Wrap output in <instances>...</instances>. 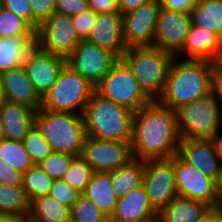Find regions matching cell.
Listing matches in <instances>:
<instances>
[{
	"label": "cell",
	"mask_w": 222,
	"mask_h": 222,
	"mask_svg": "<svg viewBox=\"0 0 222 222\" xmlns=\"http://www.w3.org/2000/svg\"><path fill=\"white\" fill-rule=\"evenodd\" d=\"M181 143L177 109L151 100L133 113L131 146L134 159H168Z\"/></svg>",
	"instance_id": "6da1fadb"
},
{
	"label": "cell",
	"mask_w": 222,
	"mask_h": 222,
	"mask_svg": "<svg viewBox=\"0 0 222 222\" xmlns=\"http://www.w3.org/2000/svg\"><path fill=\"white\" fill-rule=\"evenodd\" d=\"M216 89L215 62L206 60L171 61L162 95L158 101L179 109Z\"/></svg>",
	"instance_id": "7a4b0ae2"
},
{
	"label": "cell",
	"mask_w": 222,
	"mask_h": 222,
	"mask_svg": "<svg viewBox=\"0 0 222 222\" xmlns=\"http://www.w3.org/2000/svg\"><path fill=\"white\" fill-rule=\"evenodd\" d=\"M133 113L94 91L82 114L86 136L131 142Z\"/></svg>",
	"instance_id": "3957f363"
},
{
	"label": "cell",
	"mask_w": 222,
	"mask_h": 222,
	"mask_svg": "<svg viewBox=\"0 0 222 222\" xmlns=\"http://www.w3.org/2000/svg\"><path fill=\"white\" fill-rule=\"evenodd\" d=\"M173 58L171 53L154 46L127 47L121 56L150 100L162 95Z\"/></svg>",
	"instance_id": "277c9868"
},
{
	"label": "cell",
	"mask_w": 222,
	"mask_h": 222,
	"mask_svg": "<svg viewBox=\"0 0 222 222\" xmlns=\"http://www.w3.org/2000/svg\"><path fill=\"white\" fill-rule=\"evenodd\" d=\"M35 125L52 151L81 155L86 137L82 115L40 108L35 112Z\"/></svg>",
	"instance_id": "5b68a950"
},
{
	"label": "cell",
	"mask_w": 222,
	"mask_h": 222,
	"mask_svg": "<svg viewBox=\"0 0 222 222\" xmlns=\"http://www.w3.org/2000/svg\"><path fill=\"white\" fill-rule=\"evenodd\" d=\"M218 87L209 95L177 109L181 139H212L221 130Z\"/></svg>",
	"instance_id": "8992f818"
},
{
	"label": "cell",
	"mask_w": 222,
	"mask_h": 222,
	"mask_svg": "<svg viewBox=\"0 0 222 222\" xmlns=\"http://www.w3.org/2000/svg\"><path fill=\"white\" fill-rule=\"evenodd\" d=\"M94 91L95 86L65 65L56 82L42 96L41 108L82 115Z\"/></svg>",
	"instance_id": "52a82bcc"
},
{
	"label": "cell",
	"mask_w": 222,
	"mask_h": 222,
	"mask_svg": "<svg viewBox=\"0 0 222 222\" xmlns=\"http://www.w3.org/2000/svg\"><path fill=\"white\" fill-rule=\"evenodd\" d=\"M95 91L133 112L145 107L151 101L141 90L137 79L121 58L113 63L109 72L95 86Z\"/></svg>",
	"instance_id": "ba28073f"
},
{
	"label": "cell",
	"mask_w": 222,
	"mask_h": 222,
	"mask_svg": "<svg viewBox=\"0 0 222 222\" xmlns=\"http://www.w3.org/2000/svg\"><path fill=\"white\" fill-rule=\"evenodd\" d=\"M81 39L72 16L55 12L36 30V44L45 52L67 58Z\"/></svg>",
	"instance_id": "9c48e42d"
},
{
	"label": "cell",
	"mask_w": 222,
	"mask_h": 222,
	"mask_svg": "<svg viewBox=\"0 0 222 222\" xmlns=\"http://www.w3.org/2000/svg\"><path fill=\"white\" fill-rule=\"evenodd\" d=\"M143 185L146 188L151 206L159 213L178 196L174 156L168 159L146 160Z\"/></svg>",
	"instance_id": "30bf717a"
},
{
	"label": "cell",
	"mask_w": 222,
	"mask_h": 222,
	"mask_svg": "<svg viewBox=\"0 0 222 222\" xmlns=\"http://www.w3.org/2000/svg\"><path fill=\"white\" fill-rule=\"evenodd\" d=\"M80 156L94 172H110L134 159L131 142L102 140L90 136L85 137Z\"/></svg>",
	"instance_id": "8fae6325"
},
{
	"label": "cell",
	"mask_w": 222,
	"mask_h": 222,
	"mask_svg": "<svg viewBox=\"0 0 222 222\" xmlns=\"http://www.w3.org/2000/svg\"><path fill=\"white\" fill-rule=\"evenodd\" d=\"M117 58L88 40H81L66 58V65L96 86Z\"/></svg>",
	"instance_id": "7c38bea8"
},
{
	"label": "cell",
	"mask_w": 222,
	"mask_h": 222,
	"mask_svg": "<svg viewBox=\"0 0 222 222\" xmlns=\"http://www.w3.org/2000/svg\"><path fill=\"white\" fill-rule=\"evenodd\" d=\"M174 167L178 196L204 202L210 208L220 204L217 183L214 180L203 176L197 168L178 155H174Z\"/></svg>",
	"instance_id": "4fadbf2b"
},
{
	"label": "cell",
	"mask_w": 222,
	"mask_h": 222,
	"mask_svg": "<svg viewBox=\"0 0 222 222\" xmlns=\"http://www.w3.org/2000/svg\"><path fill=\"white\" fill-rule=\"evenodd\" d=\"M161 0H150L135 10L122 14L126 47L153 46Z\"/></svg>",
	"instance_id": "5bb4252c"
},
{
	"label": "cell",
	"mask_w": 222,
	"mask_h": 222,
	"mask_svg": "<svg viewBox=\"0 0 222 222\" xmlns=\"http://www.w3.org/2000/svg\"><path fill=\"white\" fill-rule=\"evenodd\" d=\"M191 25L190 13L173 11L161 6L153 46L175 56L183 48Z\"/></svg>",
	"instance_id": "9a60e30c"
},
{
	"label": "cell",
	"mask_w": 222,
	"mask_h": 222,
	"mask_svg": "<svg viewBox=\"0 0 222 222\" xmlns=\"http://www.w3.org/2000/svg\"><path fill=\"white\" fill-rule=\"evenodd\" d=\"M66 58L52 55L35 44L25 56L23 67L35 91L42 98L58 79Z\"/></svg>",
	"instance_id": "2e32d148"
},
{
	"label": "cell",
	"mask_w": 222,
	"mask_h": 222,
	"mask_svg": "<svg viewBox=\"0 0 222 222\" xmlns=\"http://www.w3.org/2000/svg\"><path fill=\"white\" fill-rule=\"evenodd\" d=\"M177 155L197 168L203 176L218 183L221 164L211 139H181Z\"/></svg>",
	"instance_id": "e0dca14e"
},
{
	"label": "cell",
	"mask_w": 222,
	"mask_h": 222,
	"mask_svg": "<svg viewBox=\"0 0 222 222\" xmlns=\"http://www.w3.org/2000/svg\"><path fill=\"white\" fill-rule=\"evenodd\" d=\"M87 40L120 59L127 48L123 37L122 14L120 12L97 14V21Z\"/></svg>",
	"instance_id": "ac0fdd59"
},
{
	"label": "cell",
	"mask_w": 222,
	"mask_h": 222,
	"mask_svg": "<svg viewBox=\"0 0 222 222\" xmlns=\"http://www.w3.org/2000/svg\"><path fill=\"white\" fill-rule=\"evenodd\" d=\"M158 213L151 206L142 184L121 198L109 222H157Z\"/></svg>",
	"instance_id": "d6986e66"
},
{
	"label": "cell",
	"mask_w": 222,
	"mask_h": 222,
	"mask_svg": "<svg viewBox=\"0 0 222 222\" xmlns=\"http://www.w3.org/2000/svg\"><path fill=\"white\" fill-rule=\"evenodd\" d=\"M0 74L8 101L25 104L35 111L41 108V97L35 91L23 65Z\"/></svg>",
	"instance_id": "ffe728a7"
},
{
	"label": "cell",
	"mask_w": 222,
	"mask_h": 222,
	"mask_svg": "<svg viewBox=\"0 0 222 222\" xmlns=\"http://www.w3.org/2000/svg\"><path fill=\"white\" fill-rule=\"evenodd\" d=\"M35 112L25 104L7 100L0 107V119L5 139L23 141L35 124Z\"/></svg>",
	"instance_id": "44dd1931"
},
{
	"label": "cell",
	"mask_w": 222,
	"mask_h": 222,
	"mask_svg": "<svg viewBox=\"0 0 222 222\" xmlns=\"http://www.w3.org/2000/svg\"><path fill=\"white\" fill-rule=\"evenodd\" d=\"M222 50V38L216 33L202 27L191 25L183 48L179 53L187 55L186 59L215 62Z\"/></svg>",
	"instance_id": "7402d4cb"
},
{
	"label": "cell",
	"mask_w": 222,
	"mask_h": 222,
	"mask_svg": "<svg viewBox=\"0 0 222 222\" xmlns=\"http://www.w3.org/2000/svg\"><path fill=\"white\" fill-rule=\"evenodd\" d=\"M209 208L204 202L177 196L158 213L157 222H201Z\"/></svg>",
	"instance_id": "603a6c76"
},
{
	"label": "cell",
	"mask_w": 222,
	"mask_h": 222,
	"mask_svg": "<svg viewBox=\"0 0 222 222\" xmlns=\"http://www.w3.org/2000/svg\"><path fill=\"white\" fill-rule=\"evenodd\" d=\"M83 194L92 200L108 218L112 216L118 202V197L112 188L110 172H93Z\"/></svg>",
	"instance_id": "cb8c5ba5"
},
{
	"label": "cell",
	"mask_w": 222,
	"mask_h": 222,
	"mask_svg": "<svg viewBox=\"0 0 222 222\" xmlns=\"http://www.w3.org/2000/svg\"><path fill=\"white\" fill-rule=\"evenodd\" d=\"M71 208L49 195L40 196L30 202L25 222H70Z\"/></svg>",
	"instance_id": "d4e9b609"
},
{
	"label": "cell",
	"mask_w": 222,
	"mask_h": 222,
	"mask_svg": "<svg viewBox=\"0 0 222 222\" xmlns=\"http://www.w3.org/2000/svg\"><path fill=\"white\" fill-rule=\"evenodd\" d=\"M35 44L36 37L0 38V73L22 66Z\"/></svg>",
	"instance_id": "484cf974"
},
{
	"label": "cell",
	"mask_w": 222,
	"mask_h": 222,
	"mask_svg": "<svg viewBox=\"0 0 222 222\" xmlns=\"http://www.w3.org/2000/svg\"><path fill=\"white\" fill-rule=\"evenodd\" d=\"M145 161L132 159L127 165L110 171L112 188L118 198L143 184Z\"/></svg>",
	"instance_id": "4316f807"
},
{
	"label": "cell",
	"mask_w": 222,
	"mask_h": 222,
	"mask_svg": "<svg viewBox=\"0 0 222 222\" xmlns=\"http://www.w3.org/2000/svg\"><path fill=\"white\" fill-rule=\"evenodd\" d=\"M190 15L192 25L214 32L222 38V0H198Z\"/></svg>",
	"instance_id": "83f0119b"
},
{
	"label": "cell",
	"mask_w": 222,
	"mask_h": 222,
	"mask_svg": "<svg viewBox=\"0 0 222 222\" xmlns=\"http://www.w3.org/2000/svg\"><path fill=\"white\" fill-rule=\"evenodd\" d=\"M30 202L22 186H9L0 183V213L18 217L26 221Z\"/></svg>",
	"instance_id": "f1b7e54d"
},
{
	"label": "cell",
	"mask_w": 222,
	"mask_h": 222,
	"mask_svg": "<svg viewBox=\"0 0 222 222\" xmlns=\"http://www.w3.org/2000/svg\"><path fill=\"white\" fill-rule=\"evenodd\" d=\"M53 181L38 165H33L23 173L22 188L29 202L37 197L48 195Z\"/></svg>",
	"instance_id": "f546056e"
},
{
	"label": "cell",
	"mask_w": 222,
	"mask_h": 222,
	"mask_svg": "<svg viewBox=\"0 0 222 222\" xmlns=\"http://www.w3.org/2000/svg\"><path fill=\"white\" fill-rule=\"evenodd\" d=\"M0 159L21 173H25L34 165L23 141L3 139L0 142Z\"/></svg>",
	"instance_id": "4dcf8cb0"
},
{
	"label": "cell",
	"mask_w": 222,
	"mask_h": 222,
	"mask_svg": "<svg viewBox=\"0 0 222 222\" xmlns=\"http://www.w3.org/2000/svg\"><path fill=\"white\" fill-rule=\"evenodd\" d=\"M36 37V30L22 17L0 6V38Z\"/></svg>",
	"instance_id": "1f68e13d"
},
{
	"label": "cell",
	"mask_w": 222,
	"mask_h": 222,
	"mask_svg": "<svg viewBox=\"0 0 222 222\" xmlns=\"http://www.w3.org/2000/svg\"><path fill=\"white\" fill-rule=\"evenodd\" d=\"M93 172L91 166L80 155L75 156L64 173L62 180L83 193L90 182Z\"/></svg>",
	"instance_id": "d6a6232c"
},
{
	"label": "cell",
	"mask_w": 222,
	"mask_h": 222,
	"mask_svg": "<svg viewBox=\"0 0 222 222\" xmlns=\"http://www.w3.org/2000/svg\"><path fill=\"white\" fill-rule=\"evenodd\" d=\"M71 221L109 222V218L82 193L71 208Z\"/></svg>",
	"instance_id": "836d02e7"
},
{
	"label": "cell",
	"mask_w": 222,
	"mask_h": 222,
	"mask_svg": "<svg viewBox=\"0 0 222 222\" xmlns=\"http://www.w3.org/2000/svg\"><path fill=\"white\" fill-rule=\"evenodd\" d=\"M23 144L34 165L41 163L52 152L49 143L35 124L26 134Z\"/></svg>",
	"instance_id": "e575fe53"
},
{
	"label": "cell",
	"mask_w": 222,
	"mask_h": 222,
	"mask_svg": "<svg viewBox=\"0 0 222 222\" xmlns=\"http://www.w3.org/2000/svg\"><path fill=\"white\" fill-rule=\"evenodd\" d=\"M74 157L68 153L52 151L38 166L53 180L62 179Z\"/></svg>",
	"instance_id": "d590c367"
},
{
	"label": "cell",
	"mask_w": 222,
	"mask_h": 222,
	"mask_svg": "<svg viewBox=\"0 0 222 222\" xmlns=\"http://www.w3.org/2000/svg\"><path fill=\"white\" fill-rule=\"evenodd\" d=\"M81 194L80 191L68 185L64 180L57 179L53 181L48 195L56 198L60 203L72 208Z\"/></svg>",
	"instance_id": "8d00e7d4"
},
{
	"label": "cell",
	"mask_w": 222,
	"mask_h": 222,
	"mask_svg": "<svg viewBox=\"0 0 222 222\" xmlns=\"http://www.w3.org/2000/svg\"><path fill=\"white\" fill-rule=\"evenodd\" d=\"M32 27L37 30L51 15L55 13L56 0H31Z\"/></svg>",
	"instance_id": "74e56055"
},
{
	"label": "cell",
	"mask_w": 222,
	"mask_h": 222,
	"mask_svg": "<svg viewBox=\"0 0 222 222\" xmlns=\"http://www.w3.org/2000/svg\"><path fill=\"white\" fill-rule=\"evenodd\" d=\"M72 19L79 38L81 40H87L97 21V14L89 9L79 15L72 16Z\"/></svg>",
	"instance_id": "f35d334b"
},
{
	"label": "cell",
	"mask_w": 222,
	"mask_h": 222,
	"mask_svg": "<svg viewBox=\"0 0 222 222\" xmlns=\"http://www.w3.org/2000/svg\"><path fill=\"white\" fill-rule=\"evenodd\" d=\"M31 0H0V6L22 17L32 26Z\"/></svg>",
	"instance_id": "ab89813d"
},
{
	"label": "cell",
	"mask_w": 222,
	"mask_h": 222,
	"mask_svg": "<svg viewBox=\"0 0 222 222\" xmlns=\"http://www.w3.org/2000/svg\"><path fill=\"white\" fill-rule=\"evenodd\" d=\"M89 9V0H56L55 3V12L68 16L79 15Z\"/></svg>",
	"instance_id": "60d3db41"
},
{
	"label": "cell",
	"mask_w": 222,
	"mask_h": 222,
	"mask_svg": "<svg viewBox=\"0 0 222 222\" xmlns=\"http://www.w3.org/2000/svg\"><path fill=\"white\" fill-rule=\"evenodd\" d=\"M23 173L0 159V183L9 186H22Z\"/></svg>",
	"instance_id": "b9f144b4"
},
{
	"label": "cell",
	"mask_w": 222,
	"mask_h": 222,
	"mask_svg": "<svg viewBox=\"0 0 222 222\" xmlns=\"http://www.w3.org/2000/svg\"><path fill=\"white\" fill-rule=\"evenodd\" d=\"M89 8L96 14L119 12L118 0H89Z\"/></svg>",
	"instance_id": "7bdbcfd3"
},
{
	"label": "cell",
	"mask_w": 222,
	"mask_h": 222,
	"mask_svg": "<svg viewBox=\"0 0 222 222\" xmlns=\"http://www.w3.org/2000/svg\"><path fill=\"white\" fill-rule=\"evenodd\" d=\"M161 2L162 6L166 9L190 13L198 0H161Z\"/></svg>",
	"instance_id": "ee69618b"
},
{
	"label": "cell",
	"mask_w": 222,
	"mask_h": 222,
	"mask_svg": "<svg viewBox=\"0 0 222 222\" xmlns=\"http://www.w3.org/2000/svg\"><path fill=\"white\" fill-rule=\"evenodd\" d=\"M149 1L150 0H118L119 12L121 14H126Z\"/></svg>",
	"instance_id": "f6af8a7d"
},
{
	"label": "cell",
	"mask_w": 222,
	"mask_h": 222,
	"mask_svg": "<svg viewBox=\"0 0 222 222\" xmlns=\"http://www.w3.org/2000/svg\"><path fill=\"white\" fill-rule=\"evenodd\" d=\"M201 222H222L221 204L217 207L209 208L203 215Z\"/></svg>",
	"instance_id": "bcb514c9"
},
{
	"label": "cell",
	"mask_w": 222,
	"mask_h": 222,
	"mask_svg": "<svg viewBox=\"0 0 222 222\" xmlns=\"http://www.w3.org/2000/svg\"><path fill=\"white\" fill-rule=\"evenodd\" d=\"M211 140L214 145L215 154L219 159L220 164H222V134L218 133Z\"/></svg>",
	"instance_id": "7dc6e473"
},
{
	"label": "cell",
	"mask_w": 222,
	"mask_h": 222,
	"mask_svg": "<svg viewBox=\"0 0 222 222\" xmlns=\"http://www.w3.org/2000/svg\"><path fill=\"white\" fill-rule=\"evenodd\" d=\"M216 81H222V50L215 61Z\"/></svg>",
	"instance_id": "c3c4849f"
},
{
	"label": "cell",
	"mask_w": 222,
	"mask_h": 222,
	"mask_svg": "<svg viewBox=\"0 0 222 222\" xmlns=\"http://www.w3.org/2000/svg\"><path fill=\"white\" fill-rule=\"evenodd\" d=\"M0 222H23L18 217L9 215V214H1L0 213Z\"/></svg>",
	"instance_id": "681fc988"
},
{
	"label": "cell",
	"mask_w": 222,
	"mask_h": 222,
	"mask_svg": "<svg viewBox=\"0 0 222 222\" xmlns=\"http://www.w3.org/2000/svg\"><path fill=\"white\" fill-rule=\"evenodd\" d=\"M7 101L0 74V107Z\"/></svg>",
	"instance_id": "f907efd6"
},
{
	"label": "cell",
	"mask_w": 222,
	"mask_h": 222,
	"mask_svg": "<svg viewBox=\"0 0 222 222\" xmlns=\"http://www.w3.org/2000/svg\"><path fill=\"white\" fill-rule=\"evenodd\" d=\"M217 193L220 200V204L222 203V164H221V170H220V178L217 183Z\"/></svg>",
	"instance_id": "816d5d0a"
},
{
	"label": "cell",
	"mask_w": 222,
	"mask_h": 222,
	"mask_svg": "<svg viewBox=\"0 0 222 222\" xmlns=\"http://www.w3.org/2000/svg\"><path fill=\"white\" fill-rule=\"evenodd\" d=\"M216 87H218V97H219L220 103H222V81H216Z\"/></svg>",
	"instance_id": "f5cc1de1"
},
{
	"label": "cell",
	"mask_w": 222,
	"mask_h": 222,
	"mask_svg": "<svg viewBox=\"0 0 222 222\" xmlns=\"http://www.w3.org/2000/svg\"><path fill=\"white\" fill-rule=\"evenodd\" d=\"M5 139L4 136V132H3V128H2V123H1V119H0V142Z\"/></svg>",
	"instance_id": "db71d44e"
},
{
	"label": "cell",
	"mask_w": 222,
	"mask_h": 222,
	"mask_svg": "<svg viewBox=\"0 0 222 222\" xmlns=\"http://www.w3.org/2000/svg\"><path fill=\"white\" fill-rule=\"evenodd\" d=\"M220 113H221V120H222V105H220Z\"/></svg>",
	"instance_id": "11a10c76"
}]
</instances>
